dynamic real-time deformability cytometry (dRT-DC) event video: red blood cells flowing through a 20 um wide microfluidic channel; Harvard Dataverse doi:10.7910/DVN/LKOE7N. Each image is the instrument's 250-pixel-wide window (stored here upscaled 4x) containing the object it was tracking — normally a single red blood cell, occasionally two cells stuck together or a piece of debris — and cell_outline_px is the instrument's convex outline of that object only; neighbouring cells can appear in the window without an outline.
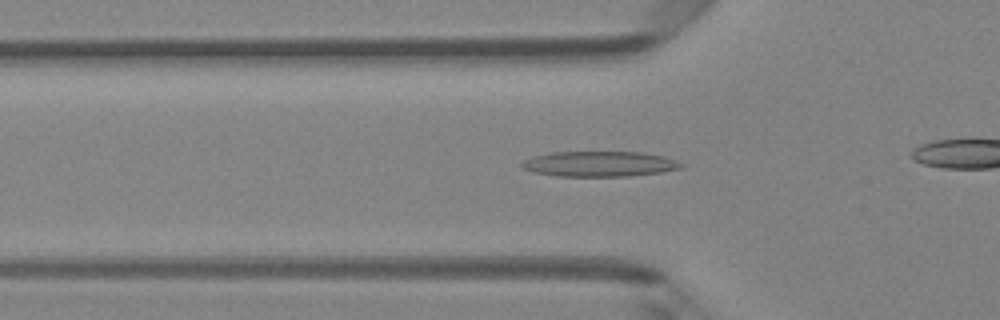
{"species": "Egyptian fruit bat (a non-hibernating species)", "species_latin": "Rousettus aegyptiacus", "temperature_condition": "room temperature", "stored_images_in_passage": 36, "camera_frame_rate_fps": 3000, "um_per_image_px": 0.085, "animal": {"sex": "female"}, "frame": {"image": 1, "passage_image": 13, "time_ms": 4.0, "image_size_px": [1000, 320], "cell_outline_px": [[684, 168], [660, 172], [628, 176], [556, 176], [532, 172], [520, 168], [520, 164], [524, 160], [532, 156], [552, 152], [640, 152], [664, 156], [676, 160], [684, 164]], "centroid_in_image_um": [50.93, 13.93], "position_along_channel_um": 74.9, "area_um2": 23.7}}
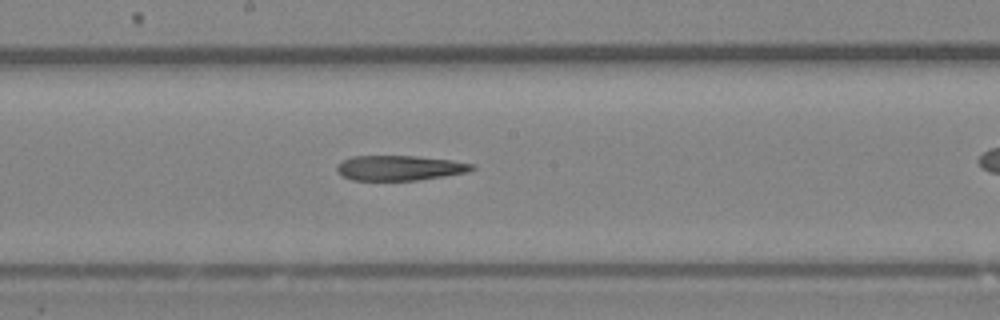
{"frame": {"image": 2, "passage_image": 23, "time_ms": 7.333, "image_size_px": [1000, 320], "cell_outline_px": [[476, 168], [468, 172], [444, 176], [416, 180], [352, 180], [340, 176], [336, 172], [336, 164], [340, 160], [352, 156], [416, 156], [452, 160], [476, 164]], "centroid_in_image_um": [33.93, 14.27], "position_along_channel_um": 214.3, "area_um2": 20.0}}
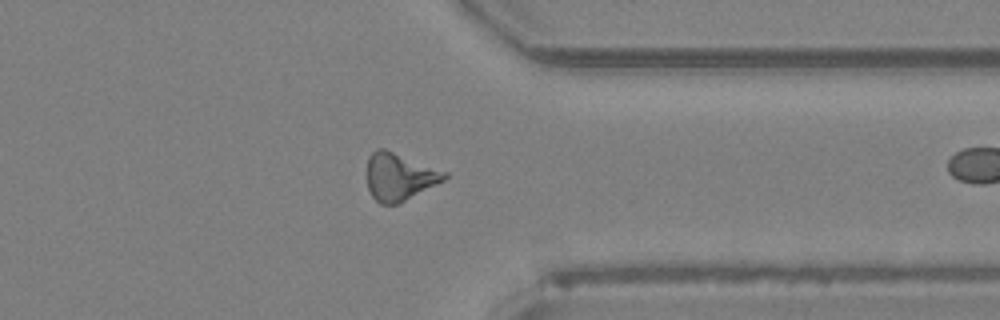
{"frame": {"image": 3, "passage_image": 35, "time_ms": 11.333, "image_size_px": [1000, 320], "cell_outline_px": [[448, 176], [444, 180], [400, 204], [380, 204], [372, 196], [368, 188], [368, 156], [376, 148], [384, 148], [448, 172]], "centroid_in_image_um": [33.95, 15.02], "position_along_channel_um": 377.4, "area_um2": 21.44}}